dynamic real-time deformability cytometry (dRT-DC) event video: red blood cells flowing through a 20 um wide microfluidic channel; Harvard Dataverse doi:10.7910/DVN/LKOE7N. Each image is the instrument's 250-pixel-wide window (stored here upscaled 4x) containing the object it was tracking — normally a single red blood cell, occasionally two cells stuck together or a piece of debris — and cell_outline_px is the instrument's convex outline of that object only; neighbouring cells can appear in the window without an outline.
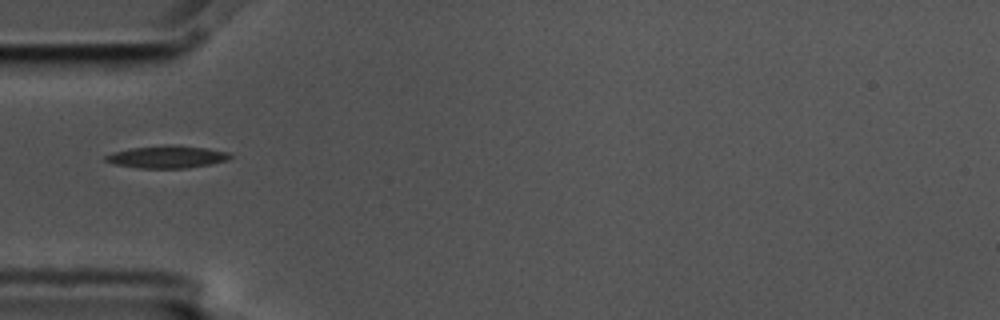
{"species": "common noctule bat (a hibernating species)", "species_latin": "Nyctalus noctula", "temperature_condition": "cold", "stored_images_in_passage": 11, "camera_frame_rate_fps": 3000, "um_per_image_px": 0.085, "animal": {"sex": "male", "body_mass_g": 17.5, "forearm_length_mm": 52.3}, "frame": {"image": 1, "passage_image": 1, "time_ms": 0.0, "image_size_px": [1000, 320], "cell_outline_px": [[232, 156], [228, 160], [188, 168], [140, 168], [116, 164], [104, 160], [104, 156], [112, 152], [132, 148], [168, 144], [180, 144], [208, 148], [228, 152]], "centroid_in_image_um": [14.21, 13.31], "position_along_channel_um": 70.8, "area_um2": 16.36}}
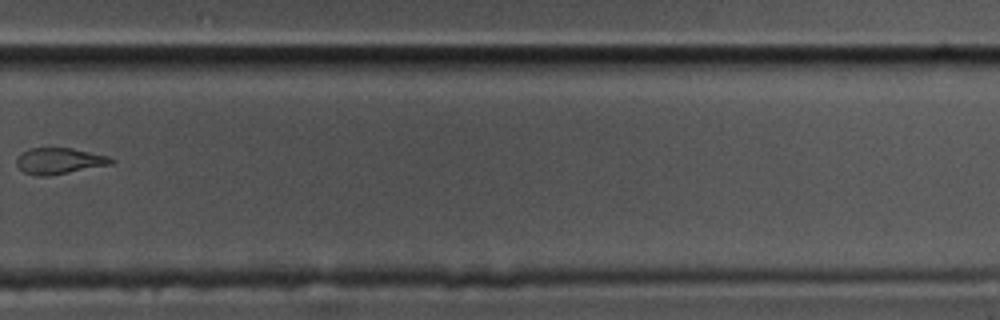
{"frame": {"image": 2, "passage_image": 7, "time_ms": 2.0, "image_size_px": [1000, 320], "cell_outline_px": [[116, 160], [112, 164], [48, 176], [36, 176], [24, 172], [16, 164], [16, 160], [20, 152], [32, 148], [72, 148], [108, 156]], "centroid_in_image_um": [5.02, 13.68], "position_along_channel_um": 324.8, "area_um2": 14.39}}
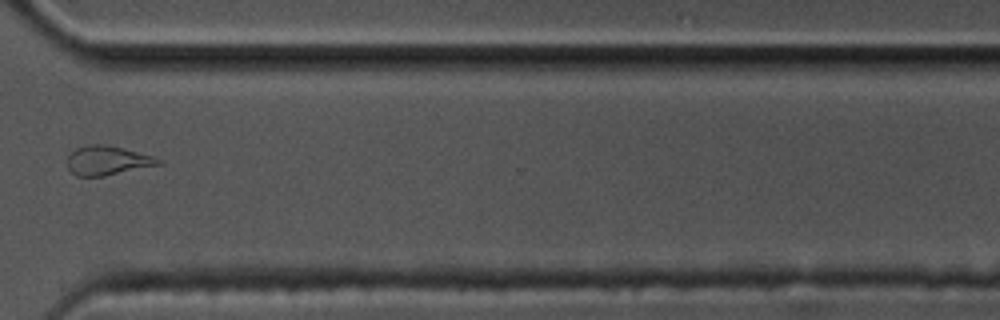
{"frame": {"image": 3, "passage_image": 8, "time_ms": 2.333, "image_size_px": [1000, 320], "cell_outline_px": [[160, 164], [104, 176], [76, 176], [68, 168], [68, 156], [76, 148], [88, 144], [108, 144], [156, 156], [160, 160]], "centroid_in_image_um": [9.13, 13.62], "position_along_channel_um": 361.5, "area_um2": 15.49}}